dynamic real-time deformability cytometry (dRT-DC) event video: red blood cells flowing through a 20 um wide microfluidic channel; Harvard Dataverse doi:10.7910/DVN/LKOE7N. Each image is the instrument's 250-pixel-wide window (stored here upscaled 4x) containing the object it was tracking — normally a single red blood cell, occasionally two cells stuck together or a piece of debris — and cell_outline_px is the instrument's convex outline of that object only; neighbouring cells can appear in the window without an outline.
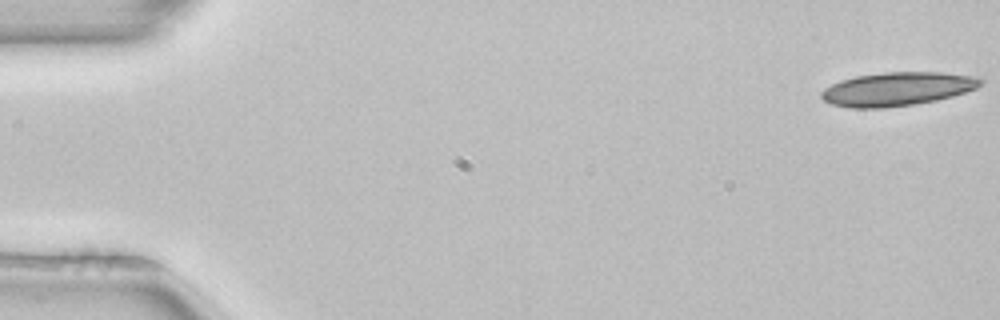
{"species": "common noctule bat (a hibernating species)", "species_latin": "Nyctalus noctula", "temperature_condition": "room temperature", "stored_images_in_passage": 18, "camera_frame_rate_fps": 3000, "um_per_image_px": 0.085, "animal": {"sex": "female", "body_mass_g": 22.7, "forearm_length_mm": 54.2}, "frame": {"image": 1, "passage_image": 1, "time_ms": 0.0, "image_size_px": [1000, 320], "cell_outline_px": [[984, 80], [976, 88], [952, 96], [936, 100], [916, 104], [884, 108], [848, 108], [832, 104], [824, 100], [820, 96], [820, 92], [824, 88], [840, 80], [856, 76], [884, 72], [940, 72], [980, 76]], "centroid_in_image_um": [76.26, 7.56], "position_along_channel_um": 8.7, "area_um2": 31.39}}